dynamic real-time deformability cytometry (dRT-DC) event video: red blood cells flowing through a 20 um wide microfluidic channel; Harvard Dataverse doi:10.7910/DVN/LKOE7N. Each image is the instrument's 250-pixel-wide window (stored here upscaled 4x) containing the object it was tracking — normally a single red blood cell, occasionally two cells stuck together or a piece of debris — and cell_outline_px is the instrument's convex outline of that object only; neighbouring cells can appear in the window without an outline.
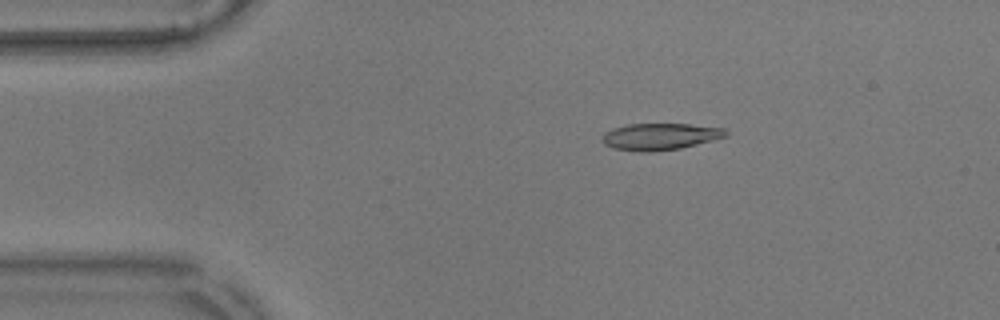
{"species": "common noctule bat (a hibernating species)", "species_latin": "Nyctalus noctula", "temperature_condition": "warm", "stored_images_in_passage": 56, "camera_frame_rate_fps": 3000, "um_per_image_px": 0.085, "animal": {"sex": "male", "body_mass_g": 17.9}, "frame": {"image": 1, "passage_image": 10, "time_ms": 3.0, "image_size_px": [1000, 320], "cell_outline_px": [[728, 136], [680, 148], [648, 152], [640, 152], [612, 148], [604, 144], [600, 140], [604, 132], [612, 128], [628, 124], [688, 124], [724, 128], [728, 132]], "centroid_in_image_um": [56.06, 11.6], "position_along_channel_um": 28.9, "area_um2": 19.31}}
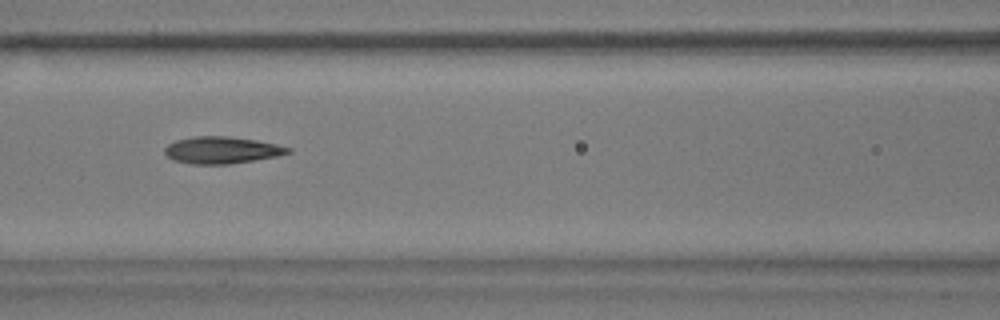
{"frame": {"image": 2, "passage_image": 24, "time_ms": 7.667, "image_size_px": [1000, 320], "cell_outline_px": [[292, 152], [276, 156], [228, 164], [188, 164], [172, 160], [164, 152], [164, 148], [168, 144], [176, 140], [192, 136], [228, 136], [256, 140], [276, 144], [292, 148]], "centroid_in_image_um": [18.82, 12.75], "position_along_channel_um": 147.8, "area_um2": 19.36}}
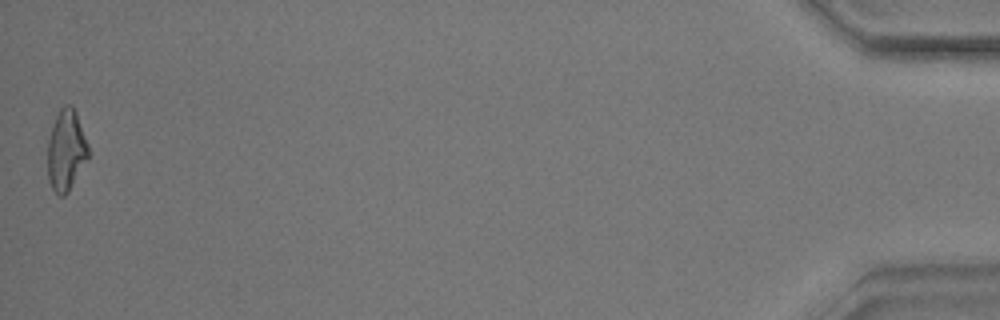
{"frame": {"image": 3, "passage_image": 56, "time_ms": 18.333, "image_size_px": [1000, 320], "cell_outline_px": [[88, 160], [68, 192], [64, 196], [60, 196], [52, 188], [48, 180], [48, 140], [56, 116], [60, 108], [64, 104], [72, 104], [76, 112], [88, 144]], "centroid_in_image_um": [5.63, 12.78], "position_along_channel_um": 429.6, "area_um2": 19.19}, "authors_computed_cell_mechanics": {"area_um2": 19.2185, "velocity_mm_per_s": 3.5624, "shape_relaxation_time_tau1_ms": 5.1663, "shape_relaxation_time_tau2_ms": 2.4583, "deformation_change_tau1": 0.1737, "deformation_change_tau2": 0.1113}}